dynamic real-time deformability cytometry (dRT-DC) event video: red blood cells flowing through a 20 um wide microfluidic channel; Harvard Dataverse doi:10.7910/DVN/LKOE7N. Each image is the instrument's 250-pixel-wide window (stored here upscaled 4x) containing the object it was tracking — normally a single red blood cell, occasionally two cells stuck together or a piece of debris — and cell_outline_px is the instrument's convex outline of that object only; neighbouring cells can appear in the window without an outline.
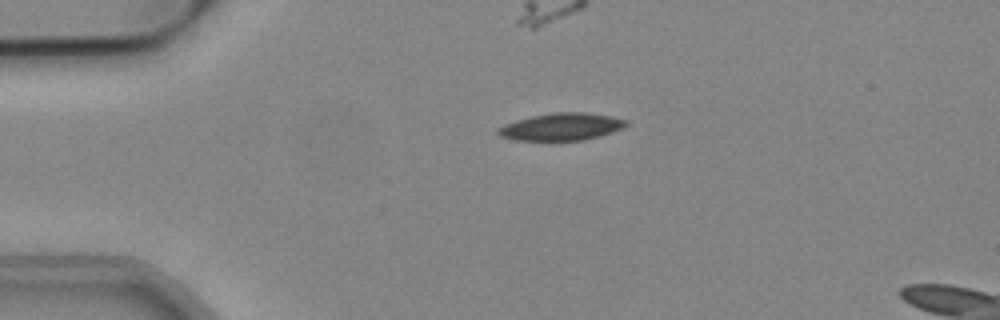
{"species": "common noctule bat (a hibernating species)", "species_latin": "Nyctalus noctula", "temperature_condition": "cold", "stored_images_in_passage": 36, "camera_frame_rate_fps": 3000, "um_per_image_px": 0.085, "animal": {"sex": "male", "body_mass_g": 19.2, "forearm_length_mm": 51.8}, "frame": {"image": 1, "passage_image": 1, "time_ms": 0.0, "image_size_px": [1000, 320], "cell_outline_px": [[628, 124], [624, 128], [600, 136], [584, 140], [516, 140], [500, 136], [496, 132], [496, 128], [516, 120], [532, 116], [556, 112], [584, 112], [612, 116], [628, 120]], "centroid_in_image_um": [47.75, 10.77], "position_along_channel_um": 37.3, "area_um2": 20.4}}
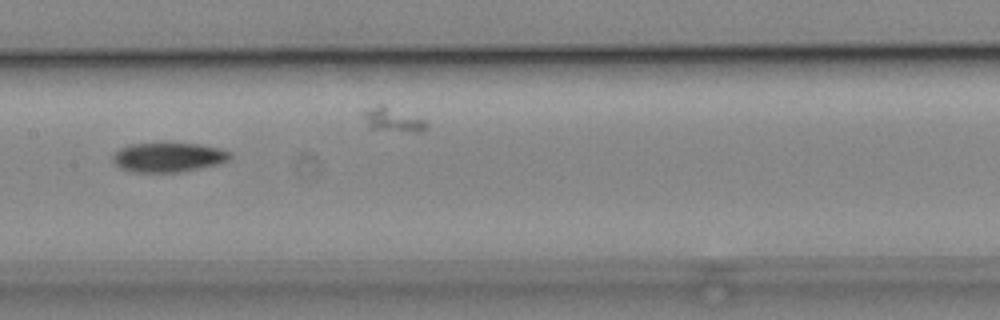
{"frame": {"image": 2, "passage_image": 16, "time_ms": 5.0, "image_size_px": [1000, 320], "cell_outline_px": [[232, 156], [228, 160], [216, 164], [200, 168], [180, 172], [136, 172], [120, 168], [112, 160], [112, 152], [128, 144], [164, 140], [200, 144], [232, 152]], "centroid_in_image_um": [14.25, 13.31], "position_along_channel_um": 193.1, "area_um2": 20.98}}
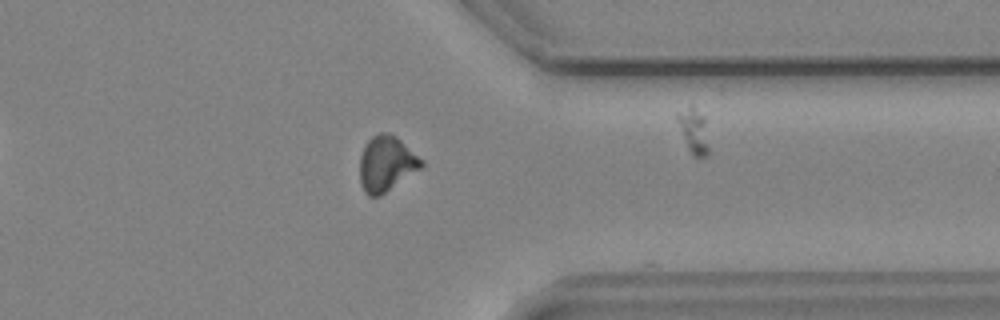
{"frame": {"image": 3, "passage_image": 31, "time_ms": 10.0, "image_size_px": [1000, 320], "cell_outline_px": [[424, 164], [420, 168], [380, 196], [368, 196], [364, 192], [360, 180], [360, 156], [364, 144], [372, 136], [380, 132], [388, 132], [396, 136], [424, 160]], "centroid_in_image_um": [32.83, 13.89], "position_along_channel_um": 378.6, "area_um2": 19.88}, "authors_computed_cell_mechanics": {"area_um2": 20.0566, "velocity_mm_per_s": 3.8382, "shape_relaxation_time_tau1_ms": 8.727, "shape_relaxation_time_tau2_ms": null, "deformation_change_tau1": 0.1727, "deformation_change_tau2": null}}